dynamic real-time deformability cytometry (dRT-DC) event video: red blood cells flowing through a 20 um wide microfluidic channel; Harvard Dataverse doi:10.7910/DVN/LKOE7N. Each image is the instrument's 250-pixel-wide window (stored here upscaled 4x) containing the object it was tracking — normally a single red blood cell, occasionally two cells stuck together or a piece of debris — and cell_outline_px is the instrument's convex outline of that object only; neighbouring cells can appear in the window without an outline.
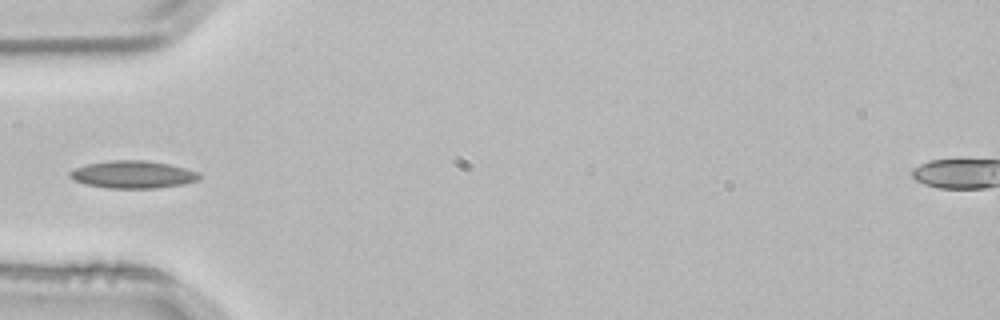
{"species": "common noctule bat (a hibernating species)", "species_latin": "Nyctalus noctula", "temperature_condition": "room temperature", "stored_images_in_passage": 3, "camera_frame_rate_fps": 3000, "um_per_image_px": 0.085, "animal": {"sex": "male", "body_mass_g": 21.5, "forearm_length_mm": 52.0}, "frame": {"image": 1, "passage_image": 3, "time_ms": 0.667, "image_size_px": [1000, 320], "cell_outline_px": [[200, 176], [196, 180], [184, 184], [156, 188], [108, 188], [84, 184], [72, 180], [68, 176], [68, 172], [76, 168], [88, 164], [112, 160], [144, 160], [168, 164], [200, 172]], "centroid_in_image_um": [11.26, 14.84], "position_along_channel_um": 73.7, "area_um2": 20.69}}